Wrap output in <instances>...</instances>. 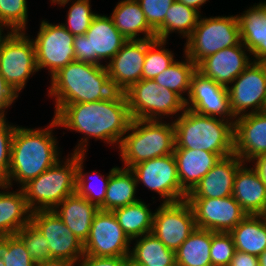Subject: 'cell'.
I'll use <instances>...</instances> for the list:
<instances>
[{
	"label": "cell",
	"instance_id": "obj_1",
	"mask_svg": "<svg viewBox=\"0 0 266 266\" xmlns=\"http://www.w3.org/2000/svg\"><path fill=\"white\" fill-rule=\"evenodd\" d=\"M54 113L59 127L87 136L81 138L73 151L81 154H86L90 137L101 139L107 144L120 145L132 121L126 95L119 91L105 100L55 105Z\"/></svg>",
	"mask_w": 266,
	"mask_h": 266
},
{
	"label": "cell",
	"instance_id": "obj_2",
	"mask_svg": "<svg viewBox=\"0 0 266 266\" xmlns=\"http://www.w3.org/2000/svg\"><path fill=\"white\" fill-rule=\"evenodd\" d=\"M54 127L59 126L53 118L45 129L15 128L7 181L0 184L1 189H10L12 179L22 187L60 160L57 140L52 134Z\"/></svg>",
	"mask_w": 266,
	"mask_h": 266
},
{
	"label": "cell",
	"instance_id": "obj_3",
	"mask_svg": "<svg viewBox=\"0 0 266 266\" xmlns=\"http://www.w3.org/2000/svg\"><path fill=\"white\" fill-rule=\"evenodd\" d=\"M50 78L49 95L56 105L105 100L115 92L106 64L74 60Z\"/></svg>",
	"mask_w": 266,
	"mask_h": 266
},
{
	"label": "cell",
	"instance_id": "obj_4",
	"mask_svg": "<svg viewBox=\"0 0 266 266\" xmlns=\"http://www.w3.org/2000/svg\"><path fill=\"white\" fill-rule=\"evenodd\" d=\"M174 149L204 150L221 158L234 153V124L185 109L175 119Z\"/></svg>",
	"mask_w": 266,
	"mask_h": 266
},
{
	"label": "cell",
	"instance_id": "obj_5",
	"mask_svg": "<svg viewBox=\"0 0 266 266\" xmlns=\"http://www.w3.org/2000/svg\"><path fill=\"white\" fill-rule=\"evenodd\" d=\"M131 131V133H129ZM128 134V135H127ZM120 145L124 168L137 163L173 154L175 147L174 123L162 120L132 119Z\"/></svg>",
	"mask_w": 266,
	"mask_h": 266
},
{
	"label": "cell",
	"instance_id": "obj_6",
	"mask_svg": "<svg viewBox=\"0 0 266 266\" xmlns=\"http://www.w3.org/2000/svg\"><path fill=\"white\" fill-rule=\"evenodd\" d=\"M69 156L64 159V164L58 160L45 172L21 187L27 205L32 212L53 210L67 196L75 193L77 153H72L71 157Z\"/></svg>",
	"mask_w": 266,
	"mask_h": 266
},
{
	"label": "cell",
	"instance_id": "obj_7",
	"mask_svg": "<svg viewBox=\"0 0 266 266\" xmlns=\"http://www.w3.org/2000/svg\"><path fill=\"white\" fill-rule=\"evenodd\" d=\"M240 27L237 16L201 18L191 36L186 40L185 55L196 65L207 56L239 45Z\"/></svg>",
	"mask_w": 266,
	"mask_h": 266
},
{
	"label": "cell",
	"instance_id": "obj_8",
	"mask_svg": "<svg viewBox=\"0 0 266 266\" xmlns=\"http://www.w3.org/2000/svg\"><path fill=\"white\" fill-rule=\"evenodd\" d=\"M38 72L33 39L25 31L7 32L0 37V75L19 96L30 75Z\"/></svg>",
	"mask_w": 266,
	"mask_h": 266
},
{
	"label": "cell",
	"instance_id": "obj_9",
	"mask_svg": "<svg viewBox=\"0 0 266 266\" xmlns=\"http://www.w3.org/2000/svg\"><path fill=\"white\" fill-rule=\"evenodd\" d=\"M132 119L160 120L162 116L184 112L185 101L154 80L141 79L124 92Z\"/></svg>",
	"mask_w": 266,
	"mask_h": 266
},
{
	"label": "cell",
	"instance_id": "obj_10",
	"mask_svg": "<svg viewBox=\"0 0 266 266\" xmlns=\"http://www.w3.org/2000/svg\"><path fill=\"white\" fill-rule=\"evenodd\" d=\"M126 41L110 16L96 14L85 35L74 36L75 60L103 65L101 60H111Z\"/></svg>",
	"mask_w": 266,
	"mask_h": 266
},
{
	"label": "cell",
	"instance_id": "obj_11",
	"mask_svg": "<svg viewBox=\"0 0 266 266\" xmlns=\"http://www.w3.org/2000/svg\"><path fill=\"white\" fill-rule=\"evenodd\" d=\"M41 22L37 37L33 40L36 64L38 71L48 68L52 77L75 60L74 35L62 23L53 25L46 20Z\"/></svg>",
	"mask_w": 266,
	"mask_h": 266
},
{
	"label": "cell",
	"instance_id": "obj_12",
	"mask_svg": "<svg viewBox=\"0 0 266 266\" xmlns=\"http://www.w3.org/2000/svg\"><path fill=\"white\" fill-rule=\"evenodd\" d=\"M130 170L134 173L137 184L142 182L144 186L157 192L163 198V203L187 199V194L181 189L173 154L145 160Z\"/></svg>",
	"mask_w": 266,
	"mask_h": 266
},
{
	"label": "cell",
	"instance_id": "obj_13",
	"mask_svg": "<svg viewBox=\"0 0 266 266\" xmlns=\"http://www.w3.org/2000/svg\"><path fill=\"white\" fill-rule=\"evenodd\" d=\"M193 209L187 200L162 203L153 216L151 233L168 249L176 251L196 229Z\"/></svg>",
	"mask_w": 266,
	"mask_h": 266
},
{
	"label": "cell",
	"instance_id": "obj_14",
	"mask_svg": "<svg viewBox=\"0 0 266 266\" xmlns=\"http://www.w3.org/2000/svg\"><path fill=\"white\" fill-rule=\"evenodd\" d=\"M131 240L122 230L112 211L99 210L92 221L89 236L83 244L84 255L96 257H129Z\"/></svg>",
	"mask_w": 266,
	"mask_h": 266
},
{
	"label": "cell",
	"instance_id": "obj_15",
	"mask_svg": "<svg viewBox=\"0 0 266 266\" xmlns=\"http://www.w3.org/2000/svg\"><path fill=\"white\" fill-rule=\"evenodd\" d=\"M232 84L227 89L235 118L262 111L266 100V63L253 61Z\"/></svg>",
	"mask_w": 266,
	"mask_h": 266
},
{
	"label": "cell",
	"instance_id": "obj_16",
	"mask_svg": "<svg viewBox=\"0 0 266 266\" xmlns=\"http://www.w3.org/2000/svg\"><path fill=\"white\" fill-rule=\"evenodd\" d=\"M194 212L196 227L229 233L247 213L233 196L224 198H187Z\"/></svg>",
	"mask_w": 266,
	"mask_h": 266
},
{
	"label": "cell",
	"instance_id": "obj_17",
	"mask_svg": "<svg viewBox=\"0 0 266 266\" xmlns=\"http://www.w3.org/2000/svg\"><path fill=\"white\" fill-rule=\"evenodd\" d=\"M31 222L47 239L51 259L72 260L77 266L79 265L84 256L83 243L78 240L53 210L33 211Z\"/></svg>",
	"mask_w": 266,
	"mask_h": 266
},
{
	"label": "cell",
	"instance_id": "obj_18",
	"mask_svg": "<svg viewBox=\"0 0 266 266\" xmlns=\"http://www.w3.org/2000/svg\"><path fill=\"white\" fill-rule=\"evenodd\" d=\"M185 106L202 115L232 120L233 124L236 119L231 111L227 87L205 77L198 70L192 75Z\"/></svg>",
	"mask_w": 266,
	"mask_h": 266
},
{
	"label": "cell",
	"instance_id": "obj_19",
	"mask_svg": "<svg viewBox=\"0 0 266 266\" xmlns=\"http://www.w3.org/2000/svg\"><path fill=\"white\" fill-rule=\"evenodd\" d=\"M146 50L147 39L127 40L119 52L109 60L106 69L115 91L126 92L142 79Z\"/></svg>",
	"mask_w": 266,
	"mask_h": 266
},
{
	"label": "cell",
	"instance_id": "obj_20",
	"mask_svg": "<svg viewBox=\"0 0 266 266\" xmlns=\"http://www.w3.org/2000/svg\"><path fill=\"white\" fill-rule=\"evenodd\" d=\"M246 50L248 51L242 42L222 49L203 59L197 65V70L205 77L228 87V84H231L253 62L249 60Z\"/></svg>",
	"mask_w": 266,
	"mask_h": 266
},
{
	"label": "cell",
	"instance_id": "obj_21",
	"mask_svg": "<svg viewBox=\"0 0 266 266\" xmlns=\"http://www.w3.org/2000/svg\"><path fill=\"white\" fill-rule=\"evenodd\" d=\"M234 153L245 163L266 153V115L262 112L234 121Z\"/></svg>",
	"mask_w": 266,
	"mask_h": 266
},
{
	"label": "cell",
	"instance_id": "obj_22",
	"mask_svg": "<svg viewBox=\"0 0 266 266\" xmlns=\"http://www.w3.org/2000/svg\"><path fill=\"white\" fill-rule=\"evenodd\" d=\"M244 163L235 153L220 158L199 181L187 198H224L232 196L234 178Z\"/></svg>",
	"mask_w": 266,
	"mask_h": 266
},
{
	"label": "cell",
	"instance_id": "obj_23",
	"mask_svg": "<svg viewBox=\"0 0 266 266\" xmlns=\"http://www.w3.org/2000/svg\"><path fill=\"white\" fill-rule=\"evenodd\" d=\"M173 155L181 189L187 195L221 158L216 153L194 149H174Z\"/></svg>",
	"mask_w": 266,
	"mask_h": 266
},
{
	"label": "cell",
	"instance_id": "obj_24",
	"mask_svg": "<svg viewBox=\"0 0 266 266\" xmlns=\"http://www.w3.org/2000/svg\"><path fill=\"white\" fill-rule=\"evenodd\" d=\"M244 165L235 175L232 196L247 215H263L266 211V185L253 167Z\"/></svg>",
	"mask_w": 266,
	"mask_h": 266
},
{
	"label": "cell",
	"instance_id": "obj_25",
	"mask_svg": "<svg viewBox=\"0 0 266 266\" xmlns=\"http://www.w3.org/2000/svg\"><path fill=\"white\" fill-rule=\"evenodd\" d=\"M241 42L254 62L266 63V2L253 5L237 15Z\"/></svg>",
	"mask_w": 266,
	"mask_h": 266
},
{
	"label": "cell",
	"instance_id": "obj_26",
	"mask_svg": "<svg viewBox=\"0 0 266 266\" xmlns=\"http://www.w3.org/2000/svg\"><path fill=\"white\" fill-rule=\"evenodd\" d=\"M53 211L84 244L99 208L75 192L67 196Z\"/></svg>",
	"mask_w": 266,
	"mask_h": 266
},
{
	"label": "cell",
	"instance_id": "obj_27",
	"mask_svg": "<svg viewBox=\"0 0 266 266\" xmlns=\"http://www.w3.org/2000/svg\"><path fill=\"white\" fill-rule=\"evenodd\" d=\"M110 18L126 40L156 39L155 30L147 23L137 1L121 0ZM140 33H144V36L137 38Z\"/></svg>",
	"mask_w": 266,
	"mask_h": 266
},
{
	"label": "cell",
	"instance_id": "obj_28",
	"mask_svg": "<svg viewBox=\"0 0 266 266\" xmlns=\"http://www.w3.org/2000/svg\"><path fill=\"white\" fill-rule=\"evenodd\" d=\"M31 213L23 190L0 191V238L16 235L31 222Z\"/></svg>",
	"mask_w": 266,
	"mask_h": 266
},
{
	"label": "cell",
	"instance_id": "obj_29",
	"mask_svg": "<svg viewBox=\"0 0 266 266\" xmlns=\"http://www.w3.org/2000/svg\"><path fill=\"white\" fill-rule=\"evenodd\" d=\"M229 234L237 251L256 256L266 251V219L263 215H247Z\"/></svg>",
	"mask_w": 266,
	"mask_h": 266
},
{
	"label": "cell",
	"instance_id": "obj_30",
	"mask_svg": "<svg viewBox=\"0 0 266 266\" xmlns=\"http://www.w3.org/2000/svg\"><path fill=\"white\" fill-rule=\"evenodd\" d=\"M137 185L135 175L130 169L117 166L112 168L104 204L99 210L113 211L140 201L135 197Z\"/></svg>",
	"mask_w": 266,
	"mask_h": 266
},
{
	"label": "cell",
	"instance_id": "obj_31",
	"mask_svg": "<svg viewBox=\"0 0 266 266\" xmlns=\"http://www.w3.org/2000/svg\"><path fill=\"white\" fill-rule=\"evenodd\" d=\"M136 239L129 254L130 266H176L175 251L168 249L152 233Z\"/></svg>",
	"mask_w": 266,
	"mask_h": 266
},
{
	"label": "cell",
	"instance_id": "obj_32",
	"mask_svg": "<svg viewBox=\"0 0 266 266\" xmlns=\"http://www.w3.org/2000/svg\"><path fill=\"white\" fill-rule=\"evenodd\" d=\"M212 231L196 228L175 251L176 266H212Z\"/></svg>",
	"mask_w": 266,
	"mask_h": 266
},
{
	"label": "cell",
	"instance_id": "obj_33",
	"mask_svg": "<svg viewBox=\"0 0 266 266\" xmlns=\"http://www.w3.org/2000/svg\"><path fill=\"white\" fill-rule=\"evenodd\" d=\"M112 212L131 241L151 233L154 212L141 200Z\"/></svg>",
	"mask_w": 266,
	"mask_h": 266
},
{
	"label": "cell",
	"instance_id": "obj_34",
	"mask_svg": "<svg viewBox=\"0 0 266 266\" xmlns=\"http://www.w3.org/2000/svg\"><path fill=\"white\" fill-rule=\"evenodd\" d=\"M200 12L174 1L165 16L164 23L155 31L156 38L167 41L171 32H178L188 39L200 19Z\"/></svg>",
	"mask_w": 266,
	"mask_h": 266
},
{
	"label": "cell",
	"instance_id": "obj_35",
	"mask_svg": "<svg viewBox=\"0 0 266 266\" xmlns=\"http://www.w3.org/2000/svg\"><path fill=\"white\" fill-rule=\"evenodd\" d=\"M185 61H175L170 67L158 74L153 80L160 86L177 93L184 101L186 97L182 94L190 92L191 78L197 70V65L186 55Z\"/></svg>",
	"mask_w": 266,
	"mask_h": 266
},
{
	"label": "cell",
	"instance_id": "obj_36",
	"mask_svg": "<svg viewBox=\"0 0 266 266\" xmlns=\"http://www.w3.org/2000/svg\"><path fill=\"white\" fill-rule=\"evenodd\" d=\"M165 44V40L157 38L147 39V50L142 69V79L153 80L158 74L162 73L176 61L173 53L165 49Z\"/></svg>",
	"mask_w": 266,
	"mask_h": 266
},
{
	"label": "cell",
	"instance_id": "obj_37",
	"mask_svg": "<svg viewBox=\"0 0 266 266\" xmlns=\"http://www.w3.org/2000/svg\"><path fill=\"white\" fill-rule=\"evenodd\" d=\"M86 154L77 153V165H76V193L84 198H86L92 204H95L98 208H100L104 204L105 194L107 190L108 181L111 176V170L107 177H103L101 174L97 173V177L99 176L101 179V183L94 187L95 185H91L88 183L89 179L86 178L88 175L83 173V160L85 159ZM86 175V176H85ZM98 183V182H97ZM90 184V185H89ZM101 185V187H100ZM94 187V188H93ZM99 187V188H98Z\"/></svg>",
	"mask_w": 266,
	"mask_h": 266
},
{
	"label": "cell",
	"instance_id": "obj_38",
	"mask_svg": "<svg viewBox=\"0 0 266 266\" xmlns=\"http://www.w3.org/2000/svg\"><path fill=\"white\" fill-rule=\"evenodd\" d=\"M27 12V0H0V27L10 28V32L25 31Z\"/></svg>",
	"mask_w": 266,
	"mask_h": 266
},
{
	"label": "cell",
	"instance_id": "obj_39",
	"mask_svg": "<svg viewBox=\"0 0 266 266\" xmlns=\"http://www.w3.org/2000/svg\"><path fill=\"white\" fill-rule=\"evenodd\" d=\"M0 257L5 266H35L25 244L17 235L0 238Z\"/></svg>",
	"mask_w": 266,
	"mask_h": 266
},
{
	"label": "cell",
	"instance_id": "obj_40",
	"mask_svg": "<svg viewBox=\"0 0 266 266\" xmlns=\"http://www.w3.org/2000/svg\"><path fill=\"white\" fill-rule=\"evenodd\" d=\"M16 235L23 241L35 263L51 259L47 239L32 222L25 225Z\"/></svg>",
	"mask_w": 266,
	"mask_h": 266
},
{
	"label": "cell",
	"instance_id": "obj_41",
	"mask_svg": "<svg viewBox=\"0 0 266 266\" xmlns=\"http://www.w3.org/2000/svg\"><path fill=\"white\" fill-rule=\"evenodd\" d=\"M90 0H76L67 13V23L62 24L72 35H85L96 15L91 10Z\"/></svg>",
	"mask_w": 266,
	"mask_h": 266
},
{
	"label": "cell",
	"instance_id": "obj_42",
	"mask_svg": "<svg viewBox=\"0 0 266 266\" xmlns=\"http://www.w3.org/2000/svg\"><path fill=\"white\" fill-rule=\"evenodd\" d=\"M236 251L229 233L212 232L210 258L212 266H229Z\"/></svg>",
	"mask_w": 266,
	"mask_h": 266
},
{
	"label": "cell",
	"instance_id": "obj_43",
	"mask_svg": "<svg viewBox=\"0 0 266 266\" xmlns=\"http://www.w3.org/2000/svg\"><path fill=\"white\" fill-rule=\"evenodd\" d=\"M16 126L0 119V184H6L11 155V145Z\"/></svg>",
	"mask_w": 266,
	"mask_h": 266
},
{
	"label": "cell",
	"instance_id": "obj_44",
	"mask_svg": "<svg viewBox=\"0 0 266 266\" xmlns=\"http://www.w3.org/2000/svg\"><path fill=\"white\" fill-rule=\"evenodd\" d=\"M176 0H138L147 23L156 31L165 20L167 10Z\"/></svg>",
	"mask_w": 266,
	"mask_h": 266
},
{
	"label": "cell",
	"instance_id": "obj_45",
	"mask_svg": "<svg viewBox=\"0 0 266 266\" xmlns=\"http://www.w3.org/2000/svg\"><path fill=\"white\" fill-rule=\"evenodd\" d=\"M78 266H130L129 257H96L84 255Z\"/></svg>",
	"mask_w": 266,
	"mask_h": 266
},
{
	"label": "cell",
	"instance_id": "obj_46",
	"mask_svg": "<svg viewBox=\"0 0 266 266\" xmlns=\"http://www.w3.org/2000/svg\"><path fill=\"white\" fill-rule=\"evenodd\" d=\"M18 98V95L7 84L6 80L0 75V119L5 118V109Z\"/></svg>",
	"mask_w": 266,
	"mask_h": 266
},
{
	"label": "cell",
	"instance_id": "obj_47",
	"mask_svg": "<svg viewBox=\"0 0 266 266\" xmlns=\"http://www.w3.org/2000/svg\"><path fill=\"white\" fill-rule=\"evenodd\" d=\"M229 266H260L259 256L236 250Z\"/></svg>",
	"mask_w": 266,
	"mask_h": 266
},
{
	"label": "cell",
	"instance_id": "obj_48",
	"mask_svg": "<svg viewBox=\"0 0 266 266\" xmlns=\"http://www.w3.org/2000/svg\"><path fill=\"white\" fill-rule=\"evenodd\" d=\"M251 161H256L254 163V169L258 172L261 180L266 185V153H263L257 157H255Z\"/></svg>",
	"mask_w": 266,
	"mask_h": 266
},
{
	"label": "cell",
	"instance_id": "obj_49",
	"mask_svg": "<svg viewBox=\"0 0 266 266\" xmlns=\"http://www.w3.org/2000/svg\"><path fill=\"white\" fill-rule=\"evenodd\" d=\"M35 266H76V263L67 259H49L35 263Z\"/></svg>",
	"mask_w": 266,
	"mask_h": 266
},
{
	"label": "cell",
	"instance_id": "obj_50",
	"mask_svg": "<svg viewBox=\"0 0 266 266\" xmlns=\"http://www.w3.org/2000/svg\"><path fill=\"white\" fill-rule=\"evenodd\" d=\"M176 1L183 3L187 7H190L199 12L200 6H202L204 3H206V1L209 0H176Z\"/></svg>",
	"mask_w": 266,
	"mask_h": 266
},
{
	"label": "cell",
	"instance_id": "obj_51",
	"mask_svg": "<svg viewBox=\"0 0 266 266\" xmlns=\"http://www.w3.org/2000/svg\"><path fill=\"white\" fill-rule=\"evenodd\" d=\"M259 265L266 266V251L259 256Z\"/></svg>",
	"mask_w": 266,
	"mask_h": 266
},
{
	"label": "cell",
	"instance_id": "obj_52",
	"mask_svg": "<svg viewBox=\"0 0 266 266\" xmlns=\"http://www.w3.org/2000/svg\"><path fill=\"white\" fill-rule=\"evenodd\" d=\"M51 1H52V3H56V4H60V6H64L67 3H69V1H71V0H51Z\"/></svg>",
	"mask_w": 266,
	"mask_h": 266
},
{
	"label": "cell",
	"instance_id": "obj_53",
	"mask_svg": "<svg viewBox=\"0 0 266 266\" xmlns=\"http://www.w3.org/2000/svg\"><path fill=\"white\" fill-rule=\"evenodd\" d=\"M262 113H264L266 115V100H265V103H264V106L262 108Z\"/></svg>",
	"mask_w": 266,
	"mask_h": 266
},
{
	"label": "cell",
	"instance_id": "obj_54",
	"mask_svg": "<svg viewBox=\"0 0 266 266\" xmlns=\"http://www.w3.org/2000/svg\"><path fill=\"white\" fill-rule=\"evenodd\" d=\"M0 266H5V264H4L3 260L1 259V257H0Z\"/></svg>",
	"mask_w": 266,
	"mask_h": 266
},
{
	"label": "cell",
	"instance_id": "obj_55",
	"mask_svg": "<svg viewBox=\"0 0 266 266\" xmlns=\"http://www.w3.org/2000/svg\"><path fill=\"white\" fill-rule=\"evenodd\" d=\"M3 30H4V29H2V28L0 27V37H1V36H2V34H3V33H2V32H3Z\"/></svg>",
	"mask_w": 266,
	"mask_h": 266
}]
</instances>
